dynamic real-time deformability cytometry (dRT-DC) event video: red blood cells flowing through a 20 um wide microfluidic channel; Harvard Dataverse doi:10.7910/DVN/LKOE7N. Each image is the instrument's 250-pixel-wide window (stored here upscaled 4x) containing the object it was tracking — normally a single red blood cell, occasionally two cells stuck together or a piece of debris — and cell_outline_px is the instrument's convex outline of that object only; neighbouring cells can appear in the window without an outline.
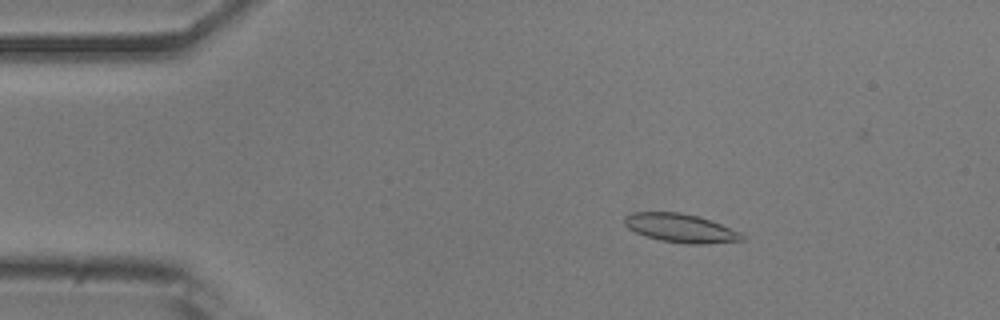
{"species": "common noctule bat (a hibernating species)", "species_latin": "Nyctalus noctula", "temperature_condition": "room temperature", "stored_images_in_passage": 44, "camera_frame_rate_fps": 3000, "um_per_image_px": 0.085, "animal": {"sex": "male", "body_mass_g": 20.5, "forearm_length_mm": 52.5}, "frame": {"image": 1, "passage_image": 1, "time_ms": 0.0, "image_size_px": [1000, 320], "cell_outline_px": [[744, 240], [704, 244], [684, 244], [660, 240], [644, 236], [628, 228], [624, 224], [624, 216], [632, 212], [680, 212], [696, 216], [720, 224], [740, 232], [744, 236]], "centroid_in_image_um": [57.81, 19.39], "position_along_channel_um": 27.2, "area_um2": 19.54}}
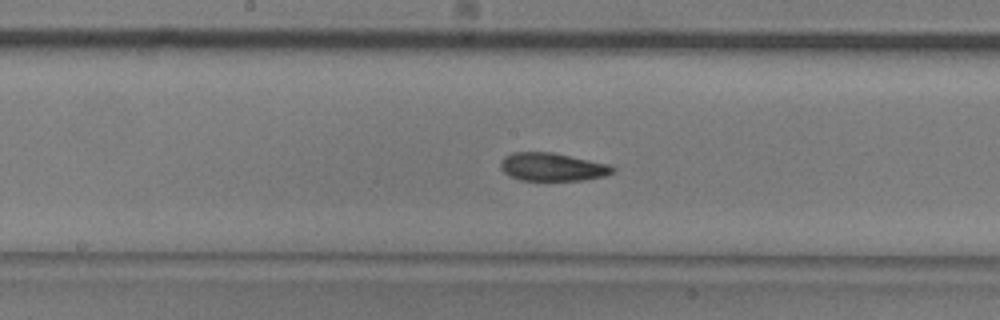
{"frame": {"image": 2, "passage_image": 19, "time_ms": 6.0, "image_size_px": [1000, 320], "cell_outline_px": [[616, 172], [604, 176], [584, 180], [520, 180], [508, 176], [500, 168], [500, 164], [504, 156], [512, 152], [552, 152], [612, 164], [616, 168]], "centroid_in_image_um": [46.99, 14.19], "position_along_channel_um": 201.2, "area_um2": 18.67}}
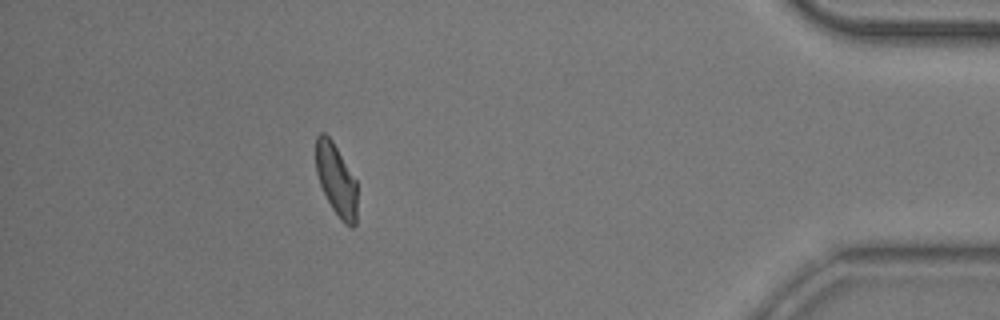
{"frame": {"image": 3, "passage_image": 39, "time_ms": 12.667, "image_size_px": [1000, 320], "cell_outline_px": [[356, 224], [352, 228], [344, 224], [340, 220], [332, 208], [320, 184], [316, 172], [316, 136], [320, 132], [324, 132], [332, 140], [356, 180]], "centroid_in_image_um": [28.57, 15.29], "position_along_channel_um": 406.6, "area_um2": 17.22}, "authors_computed_cell_mechanics": {"area_um2": 18.5249, "velocity_mm_per_s": 3.8553, "shape_relaxation_time_tau1_ms": 5.4129, "shape_relaxation_time_tau2_ms": 2.9593, "deformation_change_tau1": 0.1591, "deformation_change_tau2": 0.1017}}